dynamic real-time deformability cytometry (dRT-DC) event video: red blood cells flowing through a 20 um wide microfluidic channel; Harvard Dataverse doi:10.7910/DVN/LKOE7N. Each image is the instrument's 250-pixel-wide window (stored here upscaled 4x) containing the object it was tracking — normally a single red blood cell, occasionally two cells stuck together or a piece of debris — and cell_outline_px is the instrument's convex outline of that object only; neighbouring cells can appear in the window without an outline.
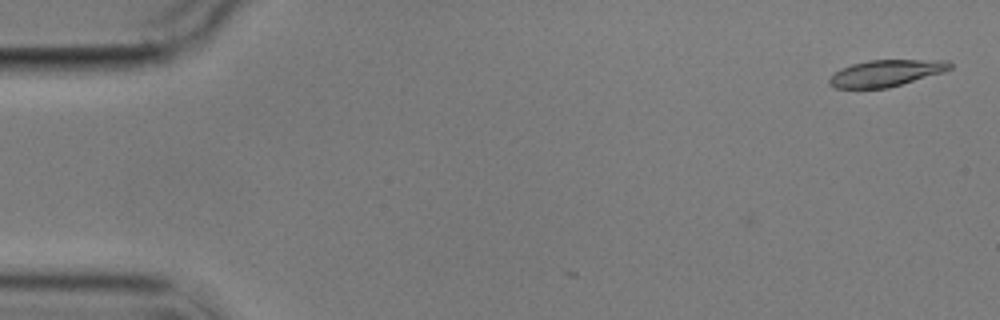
{"species": "common noctule bat (a hibernating species)", "species_latin": "Nyctalus noctula", "temperature_condition": "cold", "stored_images_in_passage": 2, "camera_frame_rate_fps": 3000, "um_per_image_px": 0.085, "animal": {"sex": "male", "body_mass_g": 17.9}, "frame": {"image": 1, "passage_image": 2, "time_ms": 1.333, "image_size_px": [1000, 320], "cell_outline_px": [[952, 68], [944, 72], [888, 88], [836, 88], [828, 84], [828, 80], [836, 72], [852, 64], [868, 60], [948, 60], [952, 64]], "centroid_in_image_um": [75.35, 6.21], "position_along_channel_um": 9.7, "area_um2": 18.55}}